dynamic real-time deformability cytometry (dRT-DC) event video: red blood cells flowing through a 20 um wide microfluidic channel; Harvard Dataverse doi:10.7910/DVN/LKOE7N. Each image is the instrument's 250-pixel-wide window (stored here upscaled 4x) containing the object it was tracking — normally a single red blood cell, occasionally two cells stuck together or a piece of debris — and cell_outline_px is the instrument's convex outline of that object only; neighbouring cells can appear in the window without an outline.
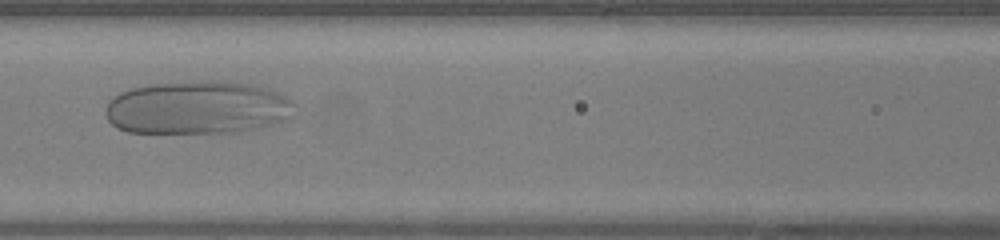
{"species": "human", "species_latin": "Homo sapiens", "temperature_condition": "warm", "stored_images_in_passage": 45, "camera_frame_rate_fps": 3000, "um_per_image_px": 0.085, "donor": {"sex": "female"}, "frame": {"image": 1, "passage_image": 15, "time_ms": 4.667, "image_size_px": [1000, 240], "cell_outline_px": [[296, 104], [292, 116], [284, 120], [272, 124], [256, 128], [236, 132], [128, 132], [116, 128], [108, 120], [104, 112], [108, 100], [120, 92], [132, 88], [152, 84], [200, 80], [216, 80], [252, 84], [268, 88], [288, 96]], "centroid_in_image_um": [16.8, 9.13], "position_along_channel_um": 149.8, "area_um2": 59.07}}
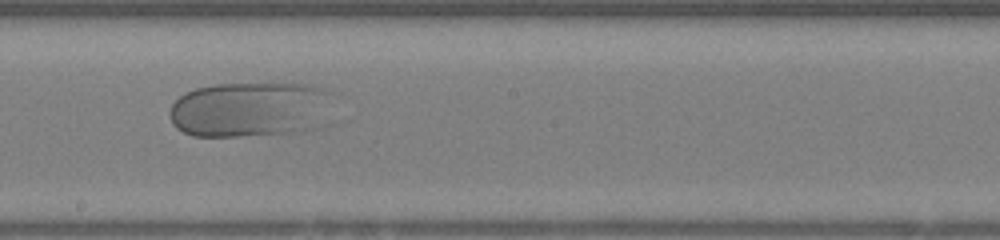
{"frame": {"image": 2, "passage_image": 21, "time_ms": 6.667, "image_size_px": [1000, 240], "cell_outline_px": [[328, 92], [320, 128], [292, 132], [236, 136], [192, 136], [176, 128], [172, 124], [168, 112], [172, 104], [184, 92], [196, 88], [212, 84], [308, 84], [324, 88]], "centroid_in_image_um": [21.14, 9.3], "position_along_channel_um": 227.1, "area_um2": 52.25}}
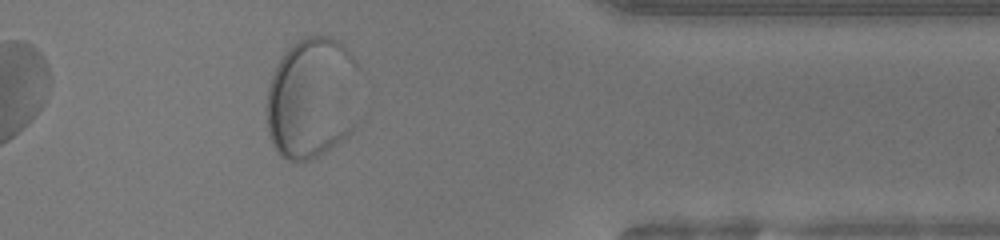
{"frame": {"image": 3, "passage_image": 35, "time_ms": 11.333, "image_size_px": [1000, 240], "cell_outline_px": [[360, 68], [352, 132], [348, 136], [320, 156], [308, 160], [288, 160], [280, 156], [272, 144], [268, 132], [268, 84], [276, 64], [284, 52], [296, 40], [308, 36], [328, 36], [336, 40], [356, 60]], "centroid_in_image_um": [26.52, 8.33], "position_along_channel_um": 384.9, "area_um2": 66.41}}